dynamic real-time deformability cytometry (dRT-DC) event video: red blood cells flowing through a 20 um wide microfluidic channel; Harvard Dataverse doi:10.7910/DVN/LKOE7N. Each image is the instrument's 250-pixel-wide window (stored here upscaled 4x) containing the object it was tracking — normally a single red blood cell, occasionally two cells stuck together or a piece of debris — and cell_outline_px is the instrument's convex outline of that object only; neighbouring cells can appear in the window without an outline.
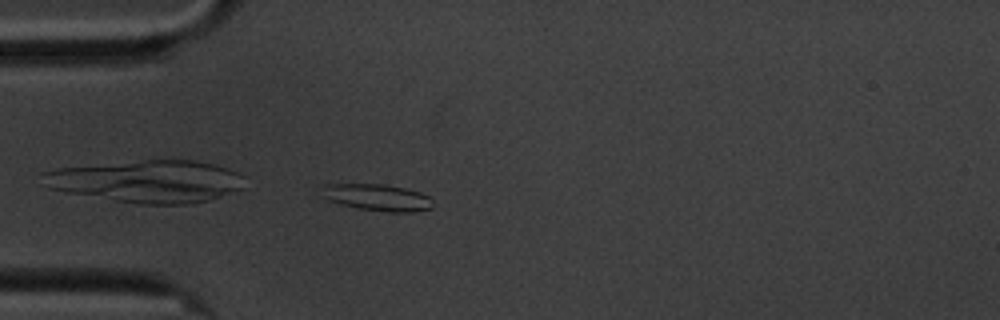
{"species": "common noctule bat (a hibernating species)", "species_latin": "Nyctalus noctula", "temperature_condition": "cold", "stored_images_in_passage": 43, "camera_frame_rate_fps": 3000, "um_per_image_px": 0.085, "animal": {"sex": "male", "body_mass_g": 20.1, "forearm_length_mm": 53.5}, "frame": {"image": 1, "passage_image": 1, "time_ms": 0.0, "image_size_px": [1000, 320], "cell_outline_px": [[432, 208], [412, 212], [388, 212], [360, 208], [328, 200], [320, 196], [324, 184], [384, 184], [404, 188], [420, 192], [428, 196], [432, 200]], "centroid_in_image_um": [32.07, 16.77], "position_along_channel_um": 52.9, "area_um2": 17.17}}
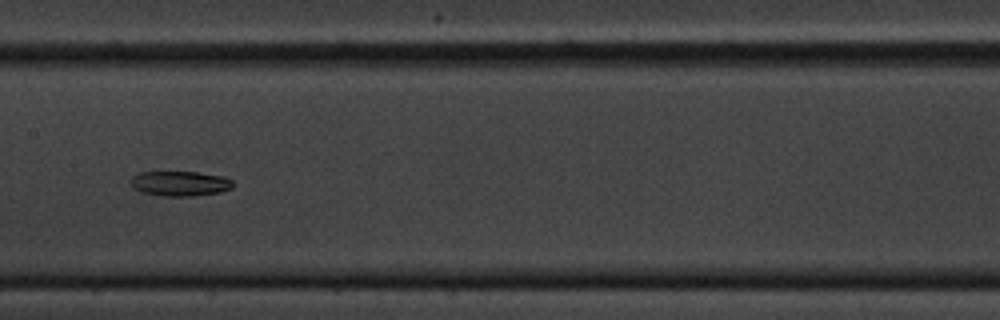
{"frame": {"image": 2, "passage_image": 14, "time_ms": 4.333, "image_size_px": [1000, 320], "cell_outline_px": [[236, 184], [232, 188], [220, 192], [196, 196], [160, 196], [140, 192], [132, 188], [128, 180], [132, 176], [140, 172], [196, 172], [224, 176], [232, 180]], "centroid_in_image_um": [15.28, 15.6], "position_along_channel_um": 192.1, "area_um2": 15.26}}
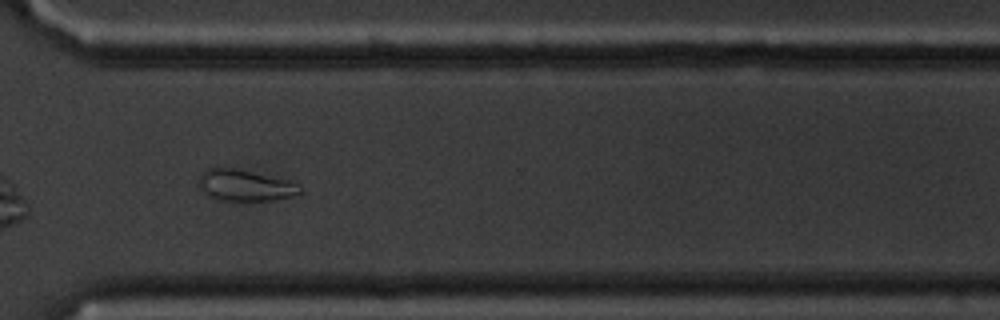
{"frame": {"image": 3, "passage_image": 28, "time_ms": 9.0, "image_size_px": [1000, 320], "cell_outline_px": [[304, 192], [292, 196], [272, 200], [216, 200], [208, 196], [200, 188], [200, 176], [208, 168], [232, 168], [292, 180], [300, 184], [304, 188]], "centroid_in_image_um": [20.92, 15.76], "position_along_channel_um": 349.7, "area_um2": 18.5}}